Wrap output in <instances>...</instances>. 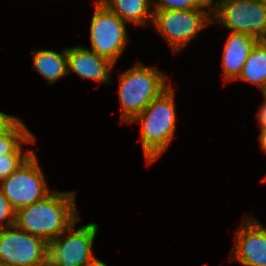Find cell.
Returning a JSON list of instances; mask_svg holds the SVG:
<instances>
[{"label":"cell","mask_w":266,"mask_h":266,"mask_svg":"<svg viewBox=\"0 0 266 266\" xmlns=\"http://www.w3.org/2000/svg\"><path fill=\"white\" fill-rule=\"evenodd\" d=\"M103 4L127 24L152 25V0H104Z\"/></svg>","instance_id":"14"},{"label":"cell","mask_w":266,"mask_h":266,"mask_svg":"<svg viewBox=\"0 0 266 266\" xmlns=\"http://www.w3.org/2000/svg\"><path fill=\"white\" fill-rule=\"evenodd\" d=\"M256 85L262 94L266 93V41H258L252 48L236 81Z\"/></svg>","instance_id":"15"},{"label":"cell","mask_w":266,"mask_h":266,"mask_svg":"<svg viewBox=\"0 0 266 266\" xmlns=\"http://www.w3.org/2000/svg\"><path fill=\"white\" fill-rule=\"evenodd\" d=\"M79 221L48 242L47 260L53 266H91L98 259L92 250L99 226L93 222L74 230Z\"/></svg>","instance_id":"6"},{"label":"cell","mask_w":266,"mask_h":266,"mask_svg":"<svg viewBox=\"0 0 266 266\" xmlns=\"http://www.w3.org/2000/svg\"><path fill=\"white\" fill-rule=\"evenodd\" d=\"M48 243L16 225L0 229V266H37L47 260Z\"/></svg>","instance_id":"9"},{"label":"cell","mask_w":266,"mask_h":266,"mask_svg":"<svg viewBox=\"0 0 266 266\" xmlns=\"http://www.w3.org/2000/svg\"><path fill=\"white\" fill-rule=\"evenodd\" d=\"M153 10L212 8V0H152Z\"/></svg>","instance_id":"17"},{"label":"cell","mask_w":266,"mask_h":266,"mask_svg":"<svg viewBox=\"0 0 266 266\" xmlns=\"http://www.w3.org/2000/svg\"><path fill=\"white\" fill-rule=\"evenodd\" d=\"M257 138H258V141L260 143L261 149L266 154V129L260 130V133H259Z\"/></svg>","instance_id":"22"},{"label":"cell","mask_w":266,"mask_h":266,"mask_svg":"<svg viewBox=\"0 0 266 266\" xmlns=\"http://www.w3.org/2000/svg\"><path fill=\"white\" fill-rule=\"evenodd\" d=\"M32 153H10L0 155V182L6 179L11 173L15 172L20 165Z\"/></svg>","instance_id":"18"},{"label":"cell","mask_w":266,"mask_h":266,"mask_svg":"<svg viewBox=\"0 0 266 266\" xmlns=\"http://www.w3.org/2000/svg\"><path fill=\"white\" fill-rule=\"evenodd\" d=\"M264 102L260 105L258 113L256 114L257 124L259 126V130L266 129V94H263Z\"/></svg>","instance_id":"21"},{"label":"cell","mask_w":266,"mask_h":266,"mask_svg":"<svg viewBox=\"0 0 266 266\" xmlns=\"http://www.w3.org/2000/svg\"><path fill=\"white\" fill-rule=\"evenodd\" d=\"M212 23L266 39V5L260 0H212Z\"/></svg>","instance_id":"5"},{"label":"cell","mask_w":266,"mask_h":266,"mask_svg":"<svg viewBox=\"0 0 266 266\" xmlns=\"http://www.w3.org/2000/svg\"><path fill=\"white\" fill-rule=\"evenodd\" d=\"M152 26L162 35L173 54L183 49L212 23V8L153 10Z\"/></svg>","instance_id":"4"},{"label":"cell","mask_w":266,"mask_h":266,"mask_svg":"<svg viewBox=\"0 0 266 266\" xmlns=\"http://www.w3.org/2000/svg\"><path fill=\"white\" fill-rule=\"evenodd\" d=\"M104 0H94V4H102Z\"/></svg>","instance_id":"25"},{"label":"cell","mask_w":266,"mask_h":266,"mask_svg":"<svg viewBox=\"0 0 266 266\" xmlns=\"http://www.w3.org/2000/svg\"><path fill=\"white\" fill-rule=\"evenodd\" d=\"M172 84L129 123H140V142L146 163L157 161L175 137L177 111Z\"/></svg>","instance_id":"2"},{"label":"cell","mask_w":266,"mask_h":266,"mask_svg":"<svg viewBox=\"0 0 266 266\" xmlns=\"http://www.w3.org/2000/svg\"><path fill=\"white\" fill-rule=\"evenodd\" d=\"M37 266H53V265L48 260H46L44 263Z\"/></svg>","instance_id":"24"},{"label":"cell","mask_w":266,"mask_h":266,"mask_svg":"<svg viewBox=\"0 0 266 266\" xmlns=\"http://www.w3.org/2000/svg\"><path fill=\"white\" fill-rule=\"evenodd\" d=\"M36 137L21 119H18L8 130L0 134V155L10 153H33L24 151L23 145L35 143Z\"/></svg>","instance_id":"16"},{"label":"cell","mask_w":266,"mask_h":266,"mask_svg":"<svg viewBox=\"0 0 266 266\" xmlns=\"http://www.w3.org/2000/svg\"><path fill=\"white\" fill-rule=\"evenodd\" d=\"M258 41L247 34L230 32L222 50L221 60L225 83H231L238 79L249 53Z\"/></svg>","instance_id":"12"},{"label":"cell","mask_w":266,"mask_h":266,"mask_svg":"<svg viewBox=\"0 0 266 266\" xmlns=\"http://www.w3.org/2000/svg\"><path fill=\"white\" fill-rule=\"evenodd\" d=\"M235 230V243L229 261L243 266H266V227L253 216L245 215Z\"/></svg>","instance_id":"10"},{"label":"cell","mask_w":266,"mask_h":266,"mask_svg":"<svg viewBox=\"0 0 266 266\" xmlns=\"http://www.w3.org/2000/svg\"><path fill=\"white\" fill-rule=\"evenodd\" d=\"M75 202V191L53 190L43 199L17 209L15 225L48 243L80 218Z\"/></svg>","instance_id":"1"},{"label":"cell","mask_w":266,"mask_h":266,"mask_svg":"<svg viewBox=\"0 0 266 266\" xmlns=\"http://www.w3.org/2000/svg\"><path fill=\"white\" fill-rule=\"evenodd\" d=\"M94 5L89 30L91 50L116 64L129 40L127 23L103 3Z\"/></svg>","instance_id":"8"},{"label":"cell","mask_w":266,"mask_h":266,"mask_svg":"<svg viewBox=\"0 0 266 266\" xmlns=\"http://www.w3.org/2000/svg\"><path fill=\"white\" fill-rule=\"evenodd\" d=\"M261 2H263L266 5V0H260Z\"/></svg>","instance_id":"26"},{"label":"cell","mask_w":266,"mask_h":266,"mask_svg":"<svg viewBox=\"0 0 266 266\" xmlns=\"http://www.w3.org/2000/svg\"><path fill=\"white\" fill-rule=\"evenodd\" d=\"M43 173L34 151L15 172L0 182L1 191L15 210L35 203L51 192Z\"/></svg>","instance_id":"7"},{"label":"cell","mask_w":266,"mask_h":266,"mask_svg":"<svg viewBox=\"0 0 266 266\" xmlns=\"http://www.w3.org/2000/svg\"><path fill=\"white\" fill-rule=\"evenodd\" d=\"M115 64L83 46L67 47L68 75L75 73L83 79H91L99 84H113L111 72Z\"/></svg>","instance_id":"11"},{"label":"cell","mask_w":266,"mask_h":266,"mask_svg":"<svg viewBox=\"0 0 266 266\" xmlns=\"http://www.w3.org/2000/svg\"><path fill=\"white\" fill-rule=\"evenodd\" d=\"M91 266H109V265H107L98 258Z\"/></svg>","instance_id":"23"},{"label":"cell","mask_w":266,"mask_h":266,"mask_svg":"<svg viewBox=\"0 0 266 266\" xmlns=\"http://www.w3.org/2000/svg\"><path fill=\"white\" fill-rule=\"evenodd\" d=\"M30 54L33 58V69L43 76L48 84H53L62 77L68 76L67 47L61 52L42 48Z\"/></svg>","instance_id":"13"},{"label":"cell","mask_w":266,"mask_h":266,"mask_svg":"<svg viewBox=\"0 0 266 266\" xmlns=\"http://www.w3.org/2000/svg\"><path fill=\"white\" fill-rule=\"evenodd\" d=\"M121 73L118 94L123 123H129L172 84L168 75L156 66H146L140 61Z\"/></svg>","instance_id":"3"},{"label":"cell","mask_w":266,"mask_h":266,"mask_svg":"<svg viewBox=\"0 0 266 266\" xmlns=\"http://www.w3.org/2000/svg\"><path fill=\"white\" fill-rule=\"evenodd\" d=\"M18 119L19 117L16 115L14 116L0 111V134L8 130Z\"/></svg>","instance_id":"20"},{"label":"cell","mask_w":266,"mask_h":266,"mask_svg":"<svg viewBox=\"0 0 266 266\" xmlns=\"http://www.w3.org/2000/svg\"><path fill=\"white\" fill-rule=\"evenodd\" d=\"M16 210L0 189V229L15 225Z\"/></svg>","instance_id":"19"}]
</instances>
